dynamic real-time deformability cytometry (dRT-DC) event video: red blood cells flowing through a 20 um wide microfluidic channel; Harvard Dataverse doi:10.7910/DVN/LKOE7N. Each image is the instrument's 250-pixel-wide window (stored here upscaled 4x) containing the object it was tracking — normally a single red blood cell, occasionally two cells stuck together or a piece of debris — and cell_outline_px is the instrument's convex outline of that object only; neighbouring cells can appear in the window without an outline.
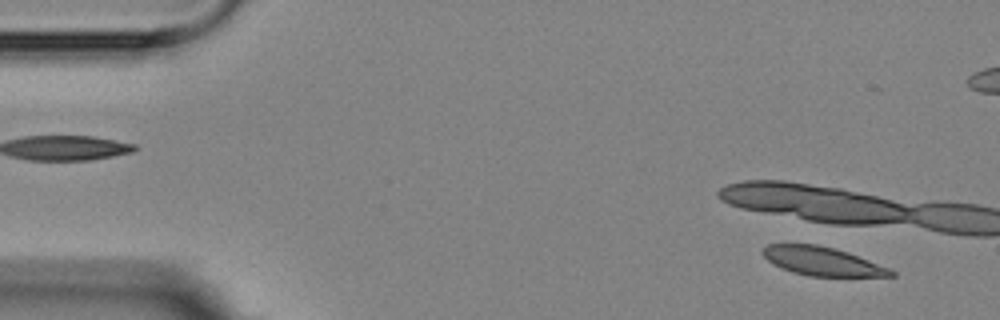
{"species": "Egyptian fruit bat (a non-hibernating species)", "species_latin": "Rousettus aegyptiacus", "temperature_condition": "room temperature", "stored_images_in_passage": 4, "camera_frame_rate_fps": 3000, "um_per_image_px": 0.085, "animal": {"sex": "female"}, "frame": {"image": 1, "passage_image": 2, "time_ms": 1.0, "image_size_px": [1000, 320], "cell_outline_px": [[896, 276], [808, 276], [792, 272], [780, 268], [772, 264], [760, 252], [768, 244], [816, 244], [848, 252], [892, 268], [896, 272]], "centroid_in_image_um": [69.91, 22.21], "position_along_channel_um": 15.1, "area_um2": 21.56}}